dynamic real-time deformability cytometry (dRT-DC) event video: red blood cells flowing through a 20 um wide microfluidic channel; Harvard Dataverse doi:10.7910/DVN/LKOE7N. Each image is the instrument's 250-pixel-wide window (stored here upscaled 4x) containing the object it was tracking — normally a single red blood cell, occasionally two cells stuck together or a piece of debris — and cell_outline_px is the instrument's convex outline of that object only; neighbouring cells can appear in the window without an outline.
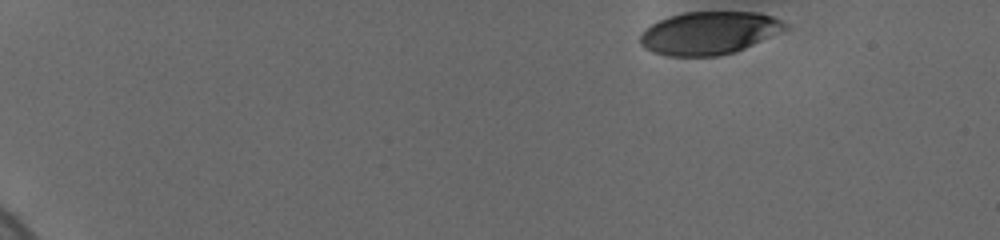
{"species": "human", "species_latin": "Homo sapiens", "temperature_condition": "cold", "stored_images_in_passage": 13, "camera_frame_rate_fps": 3000, "um_per_image_px": 0.085, "donor": {"sex": "female"}, "frame": {"image": 1, "passage_image": 1, "time_ms": 0.0, "image_size_px": [1000, 240], "cell_outline_px": [[792, 28], [736, 52], [716, 56], [668, 56], [652, 52], [644, 48], [640, 44], [640, 32], [644, 28], [660, 20], [684, 12], [760, 12], [772, 16], [788, 24]], "centroid_in_image_um": [60.31, 2.81], "position_along_channel_um": 24.7, "area_um2": 36.59}}